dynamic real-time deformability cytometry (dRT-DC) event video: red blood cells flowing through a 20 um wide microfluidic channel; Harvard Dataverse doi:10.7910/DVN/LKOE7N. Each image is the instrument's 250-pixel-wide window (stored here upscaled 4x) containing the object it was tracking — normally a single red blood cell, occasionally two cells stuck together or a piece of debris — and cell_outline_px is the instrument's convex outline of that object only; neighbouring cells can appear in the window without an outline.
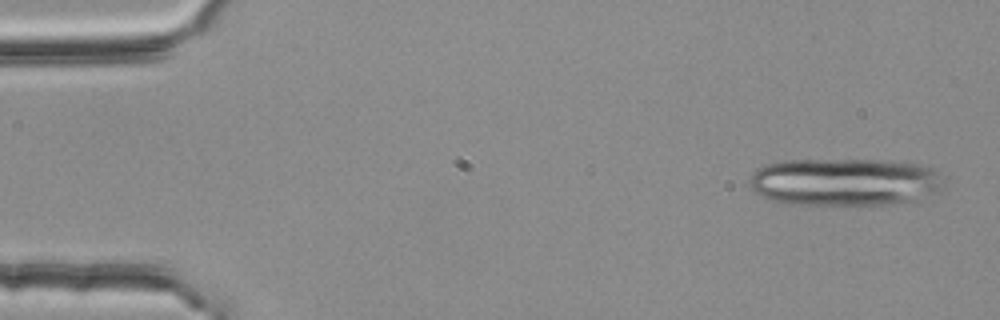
{"species": "common noctule bat (a hibernating species)", "species_latin": "Nyctalus noctula", "temperature_condition": "room temperature", "stored_images_in_passage": 12, "camera_frame_rate_fps": 3000, "um_per_image_px": 0.085, "animal": {"sex": "female", "body_mass_g": 25.1}, "frame": {"image": 1, "passage_image": 2, "time_ms": 0.333, "image_size_px": [1000, 320], "cell_outline_px": [[944, 188], [936, 192], [916, 200], [892, 204], [784, 204], [772, 200], [756, 192], [748, 184], [748, 180], [764, 164], [784, 160], [884, 160], [916, 164], [932, 168], [944, 176]], "centroid_in_image_um": [71.84, 15.46], "position_along_channel_um": 13.2, "area_um2": 54.1}}